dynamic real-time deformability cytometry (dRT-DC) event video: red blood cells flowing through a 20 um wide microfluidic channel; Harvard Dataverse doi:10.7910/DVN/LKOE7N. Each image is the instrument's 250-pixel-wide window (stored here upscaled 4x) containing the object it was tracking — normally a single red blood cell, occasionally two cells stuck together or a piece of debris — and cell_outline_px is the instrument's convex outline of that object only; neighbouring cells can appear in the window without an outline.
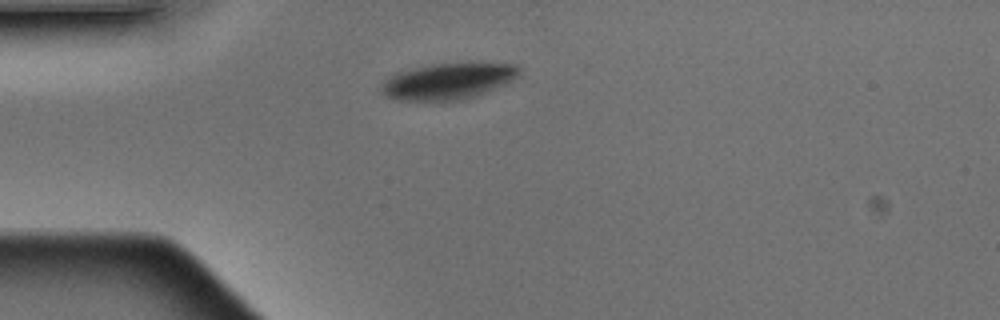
{"species": "Egyptian fruit bat (a non-hibernating species)", "species_latin": "Rousettus aegyptiacus", "temperature_condition": "warm", "stored_images_in_passage": 2, "camera_frame_rate_fps": 3000, "um_per_image_px": 0.085, "animal": {"sex": "male"}, "frame": {"image": 1, "passage_image": 1, "time_ms": 0.0, "image_size_px": [1000, 320], "cell_outline_px": [[520, 72], [512, 80], [488, 92], [460, 100], [396, 100], [380, 92], [384, 80], [396, 72], [432, 64], [468, 60], [516, 64], [520, 68]], "centroid_in_image_um": [38.14, 6.85], "position_along_channel_um": 46.9, "area_um2": 29.77}}